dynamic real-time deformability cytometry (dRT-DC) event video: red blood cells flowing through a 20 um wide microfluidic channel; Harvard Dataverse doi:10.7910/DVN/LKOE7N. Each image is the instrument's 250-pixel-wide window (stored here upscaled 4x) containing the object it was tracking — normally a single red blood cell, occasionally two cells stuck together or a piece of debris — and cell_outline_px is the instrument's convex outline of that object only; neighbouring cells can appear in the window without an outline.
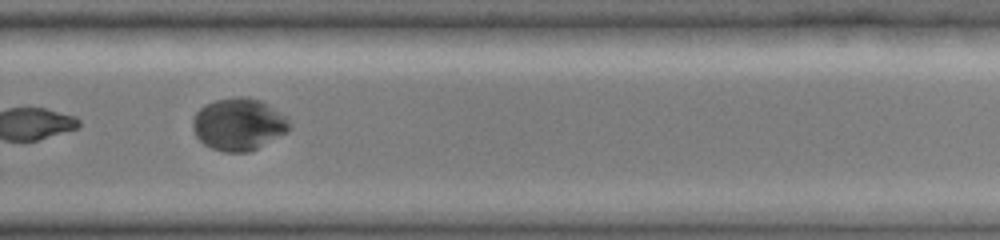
{"species": "common noctule bat (a hibernating species)", "species_latin": "Nyctalus noctula", "temperature_condition": "cold", "stored_images_in_passage": 23, "camera_frame_rate_fps": 3000, "um_per_image_px": 0.085, "animal": {"sex": "female", "body_mass_g": 19.0, "forearm_length_mm": 51.5}, "frame": {"image": 1, "passage_image": 17, "time_ms": 10.667, "image_size_px": [1000, 240], "cell_outline_px": [[292, 128], [288, 132], [248, 152], [224, 152], [212, 148], [204, 144], [196, 136], [192, 128], [192, 120], [196, 112], [204, 104], [216, 100], [240, 96], [260, 100], [268, 104], [288, 116]], "centroid_in_image_um": [20.3, 10.56], "position_along_channel_um": 309.5, "area_um2": 29.59}}